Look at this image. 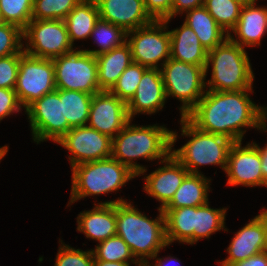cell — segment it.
Wrapping results in <instances>:
<instances>
[{
    "instance_id": "obj_34",
    "label": "cell",
    "mask_w": 267,
    "mask_h": 266,
    "mask_svg": "<svg viewBox=\"0 0 267 266\" xmlns=\"http://www.w3.org/2000/svg\"><path fill=\"white\" fill-rule=\"evenodd\" d=\"M147 69L140 64L132 62L118 78L110 92L127 104L134 96L143 73Z\"/></svg>"
},
{
    "instance_id": "obj_31",
    "label": "cell",
    "mask_w": 267,
    "mask_h": 266,
    "mask_svg": "<svg viewBox=\"0 0 267 266\" xmlns=\"http://www.w3.org/2000/svg\"><path fill=\"white\" fill-rule=\"evenodd\" d=\"M92 252L94 260L133 263L137 266H142L132 255L127 243L117 235L98 243L96 247L92 249Z\"/></svg>"
},
{
    "instance_id": "obj_28",
    "label": "cell",
    "mask_w": 267,
    "mask_h": 266,
    "mask_svg": "<svg viewBox=\"0 0 267 266\" xmlns=\"http://www.w3.org/2000/svg\"><path fill=\"white\" fill-rule=\"evenodd\" d=\"M92 96L81 91L63 90V121H67L70 128L87 125Z\"/></svg>"
},
{
    "instance_id": "obj_18",
    "label": "cell",
    "mask_w": 267,
    "mask_h": 266,
    "mask_svg": "<svg viewBox=\"0 0 267 266\" xmlns=\"http://www.w3.org/2000/svg\"><path fill=\"white\" fill-rule=\"evenodd\" d=\"M167 100L160 69H147L132 99L127 103V113L132 120L137 114L151 115L160 110Z\"/></svg>"
},
{
    "instance_id": "obj_44",
    "label": "cell",
    "mask_w": 267,
    "mask_h": 266,
    "mask_svg": "<svg viewBox=\"0 0 267 266\" xmlns=\"http://www.w3.org/2000/svg\"><path fill=\"white\" fill-rule=\"evenodd\" d=\"M93 266H130V263L123 262H106L103 260H94Z\"/></svg>"
},
{
    "instance_id": "obj_26",
    "label": "cell",
    "mask_w": 267,
    "mask_h": 266,
    "mask_svg": "<svg viewBox=\"0 0 267 266\" xmlns=\"http://www.w3.org/2000/svg\"><path fill=\"white\" fill-rule=\"evenodd\" d=\"M185 13L184 23L194 31L201 44L208 51L228 38L227 32L217 24L204 6L194 8Z\"/></svg>"
},
{
    "instance_id": "obj_45",
    "label": "cell",
    "mask_w": 267,
    "mask_h": 266,
    "mask_svg": "<svg viewBox=\"0 0 267 266\" xmlns=\"http://www.w3.org/2000/svg\"><path fill=\"white\" fill-rule=\"evenodd\" d=\"M263 180L267 184V156H260Z\"/></svg>"
},
{
    "instance_id": "obj_9",
    "label": "cell",
    "mask_w": 267,
    "mask_h": 266,
    "mask_svg": "<svg viewBox=\"0 0 267 266\" xmlns=\"http://www.w3.org/2000/svg\"><path fill=\"white\" fill-rule=\"evenodd\" d=\"M171 19L154 20L146 26L127 32L132 61L149 69H160L170 58ZM161 62L160 64H158Z\"/></svg>"
},
{
    "instance_id": "obj_14",
    "label": "cell",
    "mask_w": 267,
    "mask_h": 266,
    "mask_svg": "<svg viewBox=\"0 0 267 266\" xmlns=\"http://www.w3.org/2000/svg\"><path fill=\"white\" fill-rule=\"evenodd\" d=\"M227 185L245 187H267L261 171V158L258 147L253 143L242 146V141L234 142L228 152L225 169Z\"/></svg>"
},
{
    "instance_id": "obj_6",
    "label": "cell",
    "mask_w": 267,
    "mask_h": 266,
    "mask_svg": "<svg viewBox=\"0 0 267 266\" xmlns=\"http://www.w3.org/2000/svg\"><path fill=\"white\" fill-rule=\"evenodd\" d=\"M180 124L181 135L191 139L179 149H171V154L189 173L202 174L198 168L205 165H218L225 172L228 152L234 142L197 129L185 117H181Z\"/></svg>"
},
{
    "instance_id": "obj_37",
    "label": "cell",
    "mask_w": 267,
    "mask_h": 266,
    "mask_svg": "<svg viewBox=\"0 0 267 266\" xmlns=\"http://www.w3.org/2000/svg\"><path fill=\"white\" fill-rule=\"evenodd\" d=\"M23 42V30L17 25L5 23L0 27V57L20 53Z\"/></svg>"
},
{
    "instance_id": "obj_7",
    "label": "cell",
    "mask_w": 267,
    "mask_h": 266,
    "mask_svg": "<svg viewBox=\"0 0 267 266\" xmlns=\"http://www.w3.org/2000/svg\"><path fill=\"white\" fill-rule=\"evenodd\" d=\"M160 70L167 98L182 102L179 110L184 117L206 92L205 67L169 58Z\"/></svg>"
},
{
    "instance_id": "obj_16",
    "label": "cell",
    "mask_w": 267,
    "mask_h": 266,
    "mask_svg": "<svg viewBox=\"0 0 267 266\" xmlns=\"http://www.w3.org/2000/svg\"><path fill=\"white\" fill-rule=\"evenodd\" d=\"M248 222L233 236L226 249L228 257L218 262L221 266H231L267 251V221L265 217L260 213Z\"/></svg>"
},
{
    "instance_id": "obj_47",
    "label": "cell",
    "mask_w": 267,
    "mask_h": 266,
    "mask_svg": "<svg viewBox=\"0 0 267 266\" xmlns=\"http://www.w3.org/2000/svg\"><path fill=\"white\" fill-rule=\"evenodd\" d=\"M259 149L260 152V156H267V144L266 146H264L263 148H261V146H259L256 142H253Z\"/></svg>"
},
{
    "instance_id": "obj_21",
    "label": "cell",
    "mask_w": 267,
    "mask_h": 266,
    "mask_svg": "<svg viewBox=\"0 0 267 266\" xmlns=\"http://www.w3.org/2000/svg\"><path fill=\"white\" fill-rule=\"evenodd\" d=\"M255 4L242 7L238 22L228 34V38L242 48L260 46L267 32V7Z\"/></svg>"
},
{
    "instance_id": "obj_11",
    "label": "cell",
    "mask_w": 267,
    "mask_h": 266,
    "mask_svg": "<svg viewBox=\"0 0 267 266\" xmlns=\"http://www.w3.org/2000/svg\"><path fill=\"white\" fill-rule=\"evenodd\" d=\"M23 51L30 56L53 59L75 49L64 20H34L23 29Z\"/></svg>"
},
{
    "instance_id": "obj_23",
    "label": "cell",
    "mask_w": 267,
    "mask_h": 266,
    "mask_svg": "<svg viewBox=\"0 0 267 266\" xmlns=\"http://www.w3.org/2000/svg\"><path fill=\"white\" fill-rule=\"evenodd\" d=\"M98 83L101 91H110L118 78L133 62L130 45L113 48L96 56Z\"/></svg>"
},
{
    "instance_id": "obj_43",
    "label": "cell",
    "mask_w": 267,
    "mask_h": 266,
    "mask_svg": "<svg viewBox=\"0 0 267 266\" xmlns=\"http://www.w3.org/2000/svg\"><path fill=\"white\" fill-rule=\"evenodd\" d=\"M158 253H156L151 259L155 260L154 264H150V262H148L146 265L144 266H169L172 262H177L179 261V259H177L176 257H165V258H158ZM171 262V263H170ZM178 263V262H177ZM177 265V264H176Z\"/></svg>"
},
{
    "instance_id": "obj_19",
    "label": "cell",
    "mask_w": 267,
    "mask_h": 266,
    "mask_svg": "<svg viewBox=\"0 0 267 266\" xmlns=\"http://www.w3.org/2000/svg\"><path fill=\"white\" fill-rule=\"evenodd\" d=\"M127 202L117 198L94 203L91 210H84L77 216V231L84 233L86 238L96 240L98 243L116 235V204Z\"/></svg>"
},
{
    "instance_id": "obj_10",
    "label": "cell",
    "mask_w": 267,
    "mask_h": 266,
    "mask_svg": "<svg viewBox=\"0 0 267 266\" xmlns=\"http://www.w3.org/2000/svg\"><path fill=\"white\" fill-rule=\"evenodd\" d=\"M33 141L37 144L52 140L56 143L71 128L63 121V90L56 89L35 100L26 109Z\"/></svg>"
},
{
    "instance_id": "obj_32",
    "label": "cell",
    "mask_w": 267,
    "mask_h": 266,
    "mask_svg": "<svg viewBox=\"0 0 267 266\" xmlns=\"http://www.w3.org/2000/svg\"><path fill=\"white\" fill-rule=\"evenodd\" d=\"M203 6L227 34L235 27L242 10L234 0H204Z\"/></svg>"
},
{
    "instance_id": "obj_25",
    "label": "cell",
    "mask_w": 267,
    "mask_h": 266,
    "mask_svg": "<svg viewBox=\"0 0 267 266\" xmlns=\"http://www.w3.org/2000/svg\"><path fill=\"white\" fill-rule=\"evenodd\" d=\"M100 19L96 0H81L66 16V24L70 43L89 39L97 21Z\"/></svg>"
},
{
    "instance_id": "obj_35",
    "label": "cell",
    "mask_w": 267,
    "mask_h": 266,
    "mask_svg": "<svg viewBox=\"0 0 267 266\" xmlns=\"http://www.w3.org/2000/svg\"><path fill=\"white\" fill-rule=\"evenodd\" d=\"M33 0H0V11L6 23L22 30L32 20Z\"/></svg>"
},
{
    "instance_id": "obj_36",
    "label": "cell",
    "mask_w": 267,
    "mask_h": 266,
    "mask_svg": "<svg viewBox=\"0 0 267 266\" xmlns=\"http://www.w3.org/2000/svg\"><path fill=\"white\" fill-rule=\"evenodd\" d=\"M61 243V244H60ZM59 249L54 266H93L94 255L91 250H81L70 247L59 239Z\"/></svg>"
},
{
    "instance_id": "obj_8",
    "label": "cell",
    "mask_w": 267,
    "mask_h": 266,
    "mask_svg": "<svg viewBox=\"0 0 267 266\" xmlns=\"http://www.w3.org/2000/svg\"><path fill=\"white\" fill-rule=\"evenodd\" d=\"M52 60L56 89L81 91L91 95L101 91L97 59L92 54L75 47L73 52Z\"/></svg>"
},
{
    "instance_id": "obj_17",
    "label": "cell",
    "mask_w": 267,
    "mask_h": 266,
    "mask_svg": "<svg viewBox=\"0 0 267 266\" xmlns=\"http://www.w3.org/2000/svg\"><path fill=\"white\" fill-rule=\"evenodd\" d=\"M161 163L164 165L144 177L143 190L161 203L158 208L162 210L189 172L172 154Z\"/></svg>"
},
{
    "instance_id": "obj_29",
    "label": "cell",
    "mask_w": 267,
    "mask_h": 266,
    "mask_svg": "<svg viewBox=\"0 0 267 266\" xmlns=\"http://www.w3.org/2000/svg\"><path fill=\"white\" fill-rule=\"evenodd\" d=\"M207 204L196 207V221L194 229V244L202 239L207 238L216 233L217 231H227L225 227V218L227 208H211Z\"/></svg>"
},
{
    "instance_id": "obj_39",
    "label": "cell",
    "mask_w": 267,
    "mask_h": 266,
    "mask_svg": "<svg viewBox=\"0 0 267 266\" xmlns=\"http://www.w3.org/2000/svg\"><path fill=\"white\" fill-rule=\"evenodd\" d=\"M23 107L21 106L15 89L0 88V121L7 116L18 113Z\"/></svg>"
},
{
    "instance_id": "obj_50",
    "label": "cell",
    "mask_w": 267,
    "mask_h": 266,
    "mask_svg": "<svg viewBox=\"0 0 267 266\" xmlns=\"http://www.w3.org/2000/svg\"><path fill=\"white\" fill-rule=\"evenodd\" d=\"M6 22L3 19L2 13L0 11V27H2Z\"/></svg>"
},
{
    "instance_id": "obj_46",
    "label": "cell",
    "mask_w": 267,
    "mask_h": 266,
    "mask_svg": "<svg viewBox=\"0 0 267 266\" xmlns=\"http://www.w3.org/2000/svg\"><path fill=\"white\" fill-rule=\"evenodd\" d=\"M234 1L240 4L242 7H244L256 3V1L258 0H234Z\"/></svg>"
},
{
    "instance_id": "obj_13",
    "label": "cell",
    "mask_w": 267,
    "mask_h": 266,
    "mask_svg": "<svg viewBox=\"0 0 267 266\" xmlns=\"http://www.w3.org/2000/svg\"><path fill=\"white\" fill-rule=\"evenodd\" d=\"M56 143L70 152L68 158L71 168L77 164L110 158L112 154V138L88 125L71 128Z\"/></svg>"
},
{
    "instance_id": "obj_33",
    "label": "cell",
    "mask_w": 267,
    "mask_h": 266,
    "mask_svg": "<svg viewBox=\"0 0 267 266\" xmlns=\"http://www.w3.org/2000/svg\"><path fill=\"white\" fill-rule=\"evenodd\" d=\"M81 0H33L32 19L64 20Z\"/></svg>"
},
{
    "instance_id": "obj_3",
    "label": "cell",
    "mask_w": 267,
    "mask_h": 266,
    "mask_svg": "<svg viewBox=\"0 0 267 266\" xmlns=\"http://www.w3.org/2000/svg\"><path fill=\"white\" fill-rule=\"evenodd\" d=\"M131 203L116 204V235L127 243L132 255L144 266L156 253L169 246L165 215L158 208L159 215L152 220Z\"/></svg>"
},
{
    "instance_id": "obj_30",
    "label": "cell",
    "mask_w": 267,
    "mask_h": 266,
    "mask_svg": "<svg viewBox=\"0 0 267 266\" xmlns=\"http://www.w3.org/2000/svg\"><path fill=\"white\" fill-rule=\"evenodd\" d=\"M90 37L94 39L93 43L98 44L99 48L84 51L95 57L127 42V32L123 28L102 19L97 21Z\"/></svg>"
},
{
    "instance_id": "obj_49",
    "label": "cell",
    "mask_w": 267,
    "mask_h": 266,
    "mask_svg": "<svg viewBox=\"0 0 267 266\" xmlns=\"http://www.w3.org/2000/svg\"><path fill=\"white\" fill-rule=\"evenodd\" d=\"M261 209H263V210H261L260 213L265 217V219L267 221V209H265L264 207H262Z\"/></svg>"
},
{
    "instance_id": "obj_48",
    "label": "cell",
    "mask_w": 267,
    "mask_h": 266,
    "mask_svg": "<svg viewBox=\"0 0 267 266\" xmlns=\"http://www.w3.org/2000/svg\"><path fill=\"white\" fill-rule=\"evenodd\" d=\"M8 146L5 145V146H2L0 147V161L4 158V156L7 154L8 152Z\"/></svg>"
},
{
    "instance_id": "obj_24",
    "label": "cell",
    "mask_w": 267,
    "mask_h": 266,
    "mask_svg": "<svg viewBox=\"0 0 267 266\" xmlns=\"http://www.w3.org/2000/svg\"><path fill=\"white\" fill-rule=\"evenodd\" d=\"M210 181L211 179L203 174L188 173L171 201L163 209L200 207L207 204Z\"/></svg>"
},
{
    "instance_id": "obj_42",
    "label": "cell",
    "mask_w": 267,
    "mask_h": 266,
    "mask_svg": "<svg viewBox=\"0 0 267 266\" xmlns=\"http://www.w3.org/2000/svg\"><path fill=\"white\" fill-rule=\"evenodd\" d=\"M231 266H267V251L234 263Z\"/></svg>"
},
{
    "instance_id": "obj_12",
    "label": "cell",
    "mask_w": 267,
    "mask_h": 266,
    "mask_svg": "<svg viewBox=\"0 0 267 266\" xmlns=\"http://www.w3.org/2000/svg\"><path fill=\"white\" fill-rule=\"evenodd\" d=\"M56 90L52 59L30 56L20 57L15 92L24 109L35 100Z\"/></svg>"
},
{
    "instance_id": "obj_41",
    "label": "cell",
    "mask_w": 267,
    "mask_h": 266,
    "mask_svg": "<svg viewBox=\"0 0 267 266\" xmlns=\"http://www.w3.org/2000/svg\"><path fill=\"white\" fill-rule=\"evenodd\" d=\"M204 5V0H172L171 19L177 14H183Z\"/></svg>"
},
{
    "instance_id": "obj_4",
    "label": "cell",
    "mask_w": 267,
    "mask_h": 266,
    "mask_svg": "<svg viewBox=\"0 0 267 266\" xmlns=\"http://www.w3.org/2000/svg\"><path fill=\"white\" fill-rule=\"evenodd\" d=\"M212 67L206 88L213 91L253 90L254 73L245 48L229 38L207 53L205 74Z\"/></svg>"
},
{
    "instance_id": "obj_22",
    "label": "cell",
    "mask_w": 267,
    "mask_h": 266,
    "mask_svg": "<svg viewBox=\"0 0 267 266\" xmlns=\"http://www.w3.org/2000/svg\"><path fill=\"white\" fill-rule=\"evenodd\" d=\"M169 33L170 58L187 64L206 66L208 50L187 24L183 22L181 27L169 30Z\"/></svg>"
},
{
    "instance_id": "obj_1",
    "label": "cell",
    "mask_w": 267,
    "mask_h": 266,
    "mask_svg": "<svg viewBox=\"0 0 267 266\" xmlns=\"http://www.w3.org/2000/svg\"><path fill=\"white\" fill-rule=\"evenodd\" d=\"M253 90H206L198 103L184 116L197 129L227 137L233 142L243 140L247 128L267 132V107L250 99Z\"/></svg>"
},
{
    "instance_id": "obj_20",
    "label": "cell",
    "mask_w": 267,
    "mask_h": 266,
    "mask_svg": "<svg viewBox=\"0 0 267 266\" xmlns=\"http://www.w3.org/2000/svg\"><path fill=\"white\" fill-rule=\"evenodd\" d=\"M100 19L123 28L126 32L154 21L143 0H96Z\"/></svg>"
},
{
    "instance_id": "obj_2",
    "label": "cell",
    "mask_w": 267,
    "mask_h": 266,
    "mask_svg": "<svg viewBox=\"0 0 267 266\" xmlns=\"http://www.w3.org/2000/svg\"><path fill=\"white\" fill-rule=\"evenodd\" d=\"M130 120L124 128L112 138L111 157L126 165L137 177L144 175L147 168L135 162L145 158L148 161L159 160V164L170 154L178 135L164 125L137 126Z\"/></svg>"
},
{
    "instance_id": "obj_40",
    "label": "cell",
    "mask_w": 267,
    "mask_h": 266,
    "mask_svg": "<svg viewBox=\"0 0 267 266\" xmlns=\"http://www.w3.org/2000/svg\"><path fill=\"white\" fill-rule=\"evenodd\" d=\"M146 11L154 20L171 19L172 0H143Z\"/></svg>"
},
{
    "instance_id": "obj_5",
    "label": "cell",
    "mask_w": 267,
    "mask_h": 266,
    "mask_svg": "<svg viewBox=\"0 0 267 266\" xmlns=\"http://www.w3.org/2000/svg\"><path fill=\"white\" fill-rule=\"evenodd\" d=\"M72 169L70 204L89 196L118 191L137 175L112 157L77 164Z\"/></svg>"
},
{
    "instance_id": "obj_27",
    "label": "cell",
    "mask_w": 267,
    "mask_h": 266,
    "mask_svg": "<svg viewBox=\"0 0 267 266\" xmlns=\"http://www.w3.org/2000/svg\"><path fill=\"white\" fill-rule=\"evenodd\" d=\"M165 215L166 240L168 245L178 241L194 245L196 207L162 209Z\"/></svg>"
},
{
    "instance_id": "obj_15",
    "label": "cell",
    "mask_w": 267,
    "mask_h": 266,
    "mask_svg": "<svg viewBox=\"0 0 267 266\" xmlns=\"http://www.w3.org/2000/svg\"><path fill=\"white\" fill-rule=\"evenodd\" d=\"M129 121L127 104L110 91H100L92 96L89 127L113 138Z\"/></svg>"
},
{
    "instance_id": "obj_38",
    "label": "cell",
    "mask_w": 267,
    "mask_h": 266,
    "mask_svg": "<svg viewBox=\"0 0 267 266\" xmlns=\"http://www.w3.org/2000/svg\"><path fill=\"white\" fill-rule=\"evenodd\" d=\"M20 53L0 57V88L15 89L19 70Z\"/></svg>"
}]
</instances>
